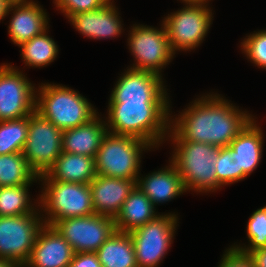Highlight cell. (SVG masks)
<instances>
[{
  "mask_svg": "<svg viewBox=\"0 0 266 267\" xmlns=\"http://www.w3.org/2000/svg\"><path fill=\"white\" fill-rule=\"evenodd\" d=\"M230 102L222 94L209 92L192 100L180 114L172 115L171 111L166 140L199 142L219 148L229 146L255 117Z\"/></svg>",
  "mask_w": 266,
  "mask_h": 267,
  "instance_id": "cell-1",
  "label": "cell"
},
{
  "mask_svg": "<svg viewBox=\"0 0 266 267\" xmlns=\"http://www.w3.org/2000/svg\"><path fill=\"white\" fill-rule=\"evenodd\" d=\"M106 125L109 133L129 135L154 149L166 142L170 130V102H108Z\"/></svg>",
  "mask_w": 266,
  "mask_h": 267,
  "instance_id": "cell-2",
  "label": "cell"
},
{
  "mask_svg": "<svg viewBox=\"0 0 266 267\" xmlns=\"http://www.w3.org/2000/svg\"><path fill=\"white\" fill-rule=\"evenodd\" d=\"M96 109L79 91L65 85L47 82L36 88L35 111L62 131L88 123L99 114Z\"/></svg>",
  "mask_w": 266,
  "mask_h": 267,
  "instance_id": "cell-3",
  "label": "cell"
},
{
  "mask_svg": "<svg viewBox=\"0 0 266 267\" xmlns=\"http://www.w3.org/2000/svg\"><path fill=\"white\" fill-rule=\"evenodd\" d=\"M169 161L176 167L186 191L217 192L216 158L219 147L191 141H171Z\"/></svg>",
  "mask_w": 266,
  "mask_h": 267,
  "instance_id": "cell-4",
  "label": "cell"
},
{
  "mask_svg": "<svg viewBox=\"0 0 266 267\" xmlns=\"http://www.w3.org/2000/svg\"><path fill=\"white\" fill-rule=\"evenodd\" d=\"M154 148L145 140L107 133L95 157L97 175L138 180L141 175L143 151Z\"/></svg>",
  "mask_w": 266,
  "mask_h": 267,
  "instance_id": "cell-5",
  "label": "cell"
},
{
  "mask_svg": "<svg viewBox=\"0 0 266 267\" xmlns=\"http://www.w3.org/2000/svg\"><path fill=\"white\" fill-rule=\"evenodd\" d=\"M39 210L45 225L53 226L58 220L95 214L89 184L38 181ZM47 215V216H46Z\"/></svg>",
  "mask_w": 266,
  "mask_h": 267,
  "instance_id": "cell-6",
  "label": "cell"
},
{
  "mask_svg": "<svg viewBox=\"0 0 266 267\" xmlns=\"http://www.w3.org/2000/svg\"><path fill=\"white\" fill-rule=\"evenodd\" d=\"M160 26L158 28L138 23L131 26L127 46L134 63L128 68L149 71L163 77L162 71L176 56L163 23Z\"/></svg>",
  "mask_w": 266,
  "mask_h": 267,
  "instance_id": "cell-7",
  "label": "cell"
},
{
  "mask_svg": "<svg viewBox=\"0 0 266 267\" xmlns=\"http://www.w3.org/2000/svg\"><path fill=\"white\" fill-rule=\"evenodd\" d=\"M212 9L207 4H184L162 19L171 48L188 52L200 46L213 22Z\"/></svg>",
  "mask_w": 266,
  "mask_h": 267,
  "instance_id": "cell-8",
  "label": "cell"
},
{
  "mask_svg": "<svg viewBox=\"0 0 266 267\" xmlns=\"http://www.w3.org/2000/svg\"><path fill=\"white\" fill-rule=\"evenodd\" d=\"M178 214L161 213L130 232L138 267H159L172 246L178 227Z\"/></svg>",
  "mask_w": 266,
  "mask_h": 267,
  "instance_id": "cell-9",
  "label": "cell"
},
{
  "mask_svg": "<svg viewBox=\"0 0 266 267\" xmlns=\"http://www.w3.org/2000/svg\"><path fill=\"white\" fill-rule=\"evenodd\" d=\"M44 221L40 212L19 216H0V259L23 267Z\"/></svg>",
  "mask_w": 266,
  "mask_h": 267,
  "instance_id": "cell-10",
  "label": "cell"
},
{
  "mask_svg": "<svg viewBox=\"0 0 266 267\" xmlns=\"http://www.w3.org/2000/svg\"><path fill=\"white\" fill-rule=\"evenodd\" d=\"M63 131L34 111L29 115L27 140L22 151L38 176L45 174L63 152Z\"/></svg>",
  "mask_w": 266,
  "mask_h": 267,
  "instance_id": "cell-11",
  "label": "cell"
},
{
  "mask_svg": "<svg viewBox=\"0 0 266 267\" xmlns=\"http://www.w3.org/2000/svg\"><path fill=\"white\" fill-rule=\"evenodd\" d=\"M10 63L0 65V121L16 120L35 111L36 88Z\"/></svg>",
  "mask_w": 266,
  "mask_h": 267,
  "instance_id": "cell-12",
  "label": "cell"
},
{
  "mask_svg": "<svg viewBox=\"0 0 266 267\" xmlns=\"http://www.w3.org/2000/svg\"><path fill=\"white\" fill-rule=\"evenodd\" d=\"M53 227L69 243L74 253H95L116 230L113 218L98 214L61 219Z\"/></svg>",
  "mask_w": 266,
  "mask_h": 267,
  "instance_id": "cell-13",
  "label": "cell"
},
{
  "mask_svg": "<svg viewBox=\"0 0 266 267\" xmlns=\"http://www.w3.org/2000/svg\"><path fill=\"white\" fill-rule=\"evenodd\" d=\"M126 69L118 77L108 102H171L163 77L149 71Z\"/></svg>",
  "mask_w": 266,
  "mask_h": 267,
  "instance_id": "cell-14",
  "label": "cell"
},
{
  "mask_svg": "<svg viewBox=\"0 0 266 267\" xmlns=\"http://www.w3.org/2000/svg\"><path fill=\"white\" fill-rule=\"evenodd\" d=\"M110 0L102 8L77 13L67 19L73 27L84 37L101 40L118 38L125 31L119 8Z\"/></svg>",
  "mask_w": 266,
  "mask_h": 267,
  "instance_id": "cell-15",
  "label": "cell"
},
{
  "mask_svg": "<svg viewBox=\"0 0 266 267\" xmlns=\"http://www.w3.org/2000/svg\"><path fill=\"white\" fill-rule=\"evenodd\" d=\"M73 255L72 247L63 236L53 226L44 224L23 267H68Z\"/></svg>",
  "mask_w": 266,
  "mask_h": 267,
  "instance_id": "cell-16",
  "label": "cell"
},
{
  "mask_svg": "<svg viewBox=\"0 0 266 267\" xmlns=\"http://www.w3.org/2000/svg\"><path fill=\"white\" fill-rule=\"evenodd\" d=\"M89 185L95 214L115 219L124 201L137 186V180L96 175Z\"/></svg>",
  "mask_w": 266,
  "mask_h": 267,
  "instance_id": "cell-17",
  "label": "cell"
},
{
  "mask_svg": "<svg viewBox=\"0 0 266 267\" xmlns=\"http://www.w3.org/2000/svg\"><path fill=\"white\" fill-rule=\"evenodd\" d=\"M11 14L8 35L13 44L20 46L49 29V17L38 2L10 5L7 15Z\"/></svg>",
  "mask_w": 266,
  "mask_h": 267,
  "instance_id": "cell-18",
  "label": "cell"
},
{
  "mask_svg": "<svg viewBox=\"0 0 266 267\" xmlns=\"http://www.w3.org/2000/svg\"><path fill=\"white\" fill-rule=\"evenodd\" d=\"M253 118L230 143L231 154L239 171V181L250 176L263 157L264 133Z\"/></svg>",
  "mask_w": 266,
  "mask_h": 267,
  "instance_id": "cell-19",
  "label": "cell"
},
{
  "mask_svg": "<svg viewBox=\"0 0 266 267\" xmlns=\"http://www.w3.org/2000/svg\"><path fill=\"white\" fill-rule=\"evenodd\" d=\"M137 186L155 207L187 192L176 167L170 161L166 167L139 176Z\"/></svg>",
  "mask_w": 266,
  "mask_h": 267,
  "instance_id": "cell-20",
  "label": "cell"
},
{
  "mask_svg": "<svg viewBox=\"0 0 266 267\" xmlns=\"http://www.w3.org/2000/svg\"><path fill=\"white\" fill-rule=\"evenodd\" d=\"M95 158L62 152L39 181H61L90 184L96 177Z\"/></svg>",
  "mask_w": 266,
  "mask_h": 267,
  "instance_id": "cell-21",
  "label": "cell"
},
{
  "mask_svg": "<svg viewBox=\"0 0 266 267\" xmlns=\"http://www.w3.org/2000/svg\"><path fill=\"white\" fill-rule=\"evenodd\" d=\"M107 133L106 120L98 114L84 125L63 131V152L95 158Z\"/></svg>",
  "mask_w": 266,
  "mask_h": 267,
  "instance_id": "cell-22",
  "label": "cell"
},
{
  "mask_svg": "<svg viewBox=\"0 0 266 267\" xmlns=\"http://www.w3.org/2000/svg\"><path fill=\"white\" fill-rule=\"evenodd\" d=\"M159 215L150 199L136 186L115 217V227L117 231L130 233Z\"/></svg>",
  "mask_w": 266,
  "mask_h": 267,
  "instance_id": "cell-23",
  "label": "cell"
},
{
  "mask_svg": "<svg viewBox=\"0 0 266 267\" xmlns=\"http://www.w3.org/2000/svg\"><path fill=\"white\" fill-rule=\"evenodd\" d=\"M102 267H138L131 235L115 230L95 252Z\"/></svg>",
  "mask_w": 266,
  "mask_h": 267,
  "instance_id": "cell-24",
  "label": "cell"
},
{
  "mask_svg": "<svg viewBox=\"0 0 266 267\" xmlns=\"http://www.w3.org/2000/svg\"><path fill=\"white\" fill-rule=\"evenodd\" d=\"M39 181V176L28 185L0 187V216H19L40 212L39 197L31 199L30 186ZM32 200H34L32 202Z\"/></svg>",
  "mask_w": 266,
  "mask_h": 267,
  "instance_id": "cell-25",
  "label": "cell"
},
{
  "mask_svg": "<svg viewBox=\"0 0 266 267\" xmlns=\"http://www.w3.org/2000/svg\"><path fill=\"white\" fill-rule=\"evenodd\" d=\"M49 30H45L40 35L19 46L21 48V58L25 66L42 68L54 62L59 54L57 42L48 35Z\"/></svg>",
  "mask_w": 266,
  "mask_h": 267,
  "instance_id": "cell-26",
  "label": "cell"
},
{
  "mask_svg": "<svg viewBox=\"0 0 266 267\" xmlns=\"http://www.w3.org/2000/svg\"><path fill=\"white\" fill-rule=\"evenodd\" d=\"M37 177L22 152L0 155V187L28 185Z\"/></svg>",
  "mask_w": 266,
  "mask_h": 267,
  "instance_id": "cell-27",
  "label": "cell"
},
{
  "mask_svg": "<svg viewBox=\"0 0 266 267\" xmlns=\"http://www.w3.org/2000/svg\"><path fill=\"white\" fill-rule=\"evenodd\" d=\"M29 116L0 121V155L22 152L27 140Z\"/></svg>",
  "mask_w": 266,
  "mask_h": 267,
  "instance_id": "cell-28",
  "label": "cell"
},
{
  "mask_svg": "<svg viewBox=\"0 0 266 267\" xmlns=\"http://www.w3.org/2000/svg\"><path fill=\"white\" fill-rule=\"evenodd\" d=\"M246 235L248 244L234 243L233 248L241 250L245 254L266 247V205L255 210L247 222Z\"/></svg>",
  "mask_w": 266,
  "mask_h": 267,
  "instance_id": "cell-29",
  "label": "cell"
},
{
  "mask_svg": "<svg viewBox=\"0 0 266 267\" xmlns=\"http://www.w3.org/2000/svg\"><path fill=\"white\" fill-rule=\"evenodd\" d=\"M240 42L242 54L258 68L266 69V29L246 35Z\"/></svg>",
  "mask_w": 266,
  "mask_h": 267,
  "instance_id": "cell-30",
  "label": "cell"
},
{
  "mask_svg": "<svg viewBox=\"0 0 266 267\" xmlns=\"http://www.w3.org/2000/svg\"><path fill=\"white\" fill-rule=\"evenodd\" d=\"M217 190L223 186L238 183L239 171H237L236 161L231 154V147L219 148L216 158Z\"/></svg>",
  "mask_w": 266,
  "mask_h": 267,
  "instance_id": "cell-31",
  "label": "cell"
},
{
  "mask_svg": "<svg viewBox=\"0 0 266 267\" xmlns=\"http://www.w3.org/2000/svg\"><path fill=\"white\" fill-rule=\"evenodd\" d=\"M110 0H53L56 10L64 14L66 18L77 13L94 11L102 8Z\"/></svg>",
  "mask_w": 266,
  "mask_h": 267,
  "instance_id": "cell-32",
  "label": "cell"
},
{
  "mask_svg": "<svg viewBox=\"0 0 266 267\" xmlns=\"http://www.w3.org/2000/svg\"><path fill=\"white\" fill-rule=\"evenodd\" d=\"M221 256L218 267H254V262L249 254L232 246L226 248Z\"/></svg>",
  "mask_w": 266,
  "mask_h": 267,
  "instance_id": "cell-33",
  "label": "cell"
},
{
  "mask_svg": "<svg viewBox=\"0 0 266 267\" xmlns=\"http://www.w3.org/2000/svg\"><path fill=\"white\" fill-rule=\"evenodd\" d=\"M68 267H102L96 253L78 252L74 253Z\"/></svg>",
  "mask_w": 266,
  "mask_h": 267,
  "instance_id": "cell-34",
  "label": "cell"
},
{
  "mask_svg": "<svg viewBox=\"0 0 266 267\" xmlns=\"http://www.w3.org/2000/svg\"><path fill=\"white\" fill-rule=\"evenodd\" d=\"M249 255L254 262V267H266V247L256 249Z\"/></svg>",
  "mask_w": 266,
  "mask_h": 267,
  "instance_id": "cell-35",
  "label": "cell"
},
{
  "mask_svg": "<svg viewBox=\"0 0 266 267\" xmlns=\"http://www.w3.org/2000/svg\"><path fill=\"white\" fill-rule=\"evenodd\" d=\"M9 6L4 0H0V22L7 17Z\"/></svg>",
  "mask_w": 266,
  "mask_h": 267,
  "instance_id": "cell-36",
  "label": "cell"
},
{
  "mask_svg": "<svg viewBox=\"0 0 266 267\" xmlns=\"http://www.w3.org/2000/svg\"><path fill=\"white\" fill-rule=\"evenodd\" d=\"M181 3H184V4H207V5H210L209 4V1H212V0H180Z\"/></svg>",
  "mask_w": 266,
  "mask_h": 267,
  "instance_id": "cell-37",
  "label": "cell"
},
{
  "mask_svg": "<svg viewBox=\"0 0 266 267\" xmlns=\"http://www.w3.org/2000/svg\"><path fill=\"white\" fill-rule=\"evenodd\" d=\"M0 267H19V266L13 261L7 259H0Z\"/></svg>",
  "mask_w": 266,
  "mask_h": 267,
  "instance_id": "cell-38",
  "label": "cell"
},
{
  "mask_svg": "<svg viewBox=\"0 0 266 267\" xmlns=\"http://www.w3.org/2000/svg\"><path fill=\"white\" fill-rule=\"evenodd\" d=\"M8 5H18L32 2L34 0H4Z\"/></svg>",
  "mask_w": 266,
  "mask_h": 267,
  "instance_id": "cell-39",
  "label": "cell"
}]
</instances>
